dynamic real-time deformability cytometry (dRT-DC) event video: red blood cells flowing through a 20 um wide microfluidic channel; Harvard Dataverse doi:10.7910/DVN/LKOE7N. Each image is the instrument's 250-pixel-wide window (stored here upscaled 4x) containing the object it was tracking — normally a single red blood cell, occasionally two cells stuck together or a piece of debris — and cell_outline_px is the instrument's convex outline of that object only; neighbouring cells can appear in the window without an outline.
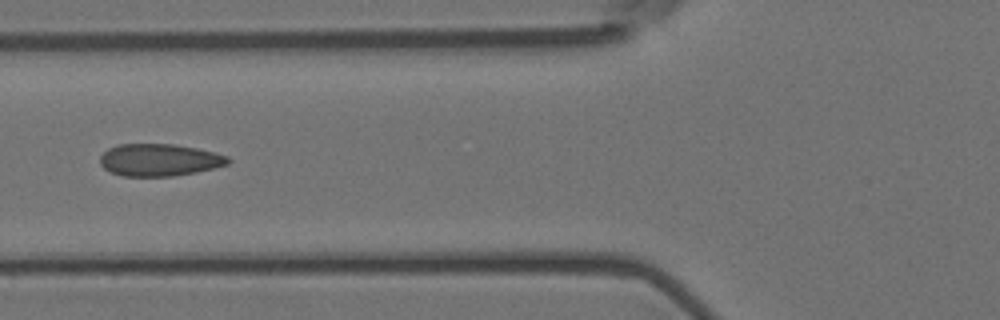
{"species": "Egyptian fruit bat (a non-hibernating species)", "species_latin": "Rousettus aegyptiacus", "temperature_condition": "room temperature", "stored_images_in_passage": 6, "camera_frame_rate_fps": 3000, "um_per_image_px": 0.085, "animal": {"sex": "female"}, "frame": {"image": 1, "passage_image": 6, "time_ms": 1.667, "image_size_px": [1000, 320], "cell_outline_px": [[232, 160], [228, 164], [196, 172], [172, 176], [124, 176], [112, 172], [104, 168], [100, 164], [100, 156], [108, 148], [116, 144], [172, 144], [196, 148], [228, 156]], "centroid_in_image_um": [13.53, 13.59], "position_along_channel_um": 112.3, "area_um2": 23.93}}